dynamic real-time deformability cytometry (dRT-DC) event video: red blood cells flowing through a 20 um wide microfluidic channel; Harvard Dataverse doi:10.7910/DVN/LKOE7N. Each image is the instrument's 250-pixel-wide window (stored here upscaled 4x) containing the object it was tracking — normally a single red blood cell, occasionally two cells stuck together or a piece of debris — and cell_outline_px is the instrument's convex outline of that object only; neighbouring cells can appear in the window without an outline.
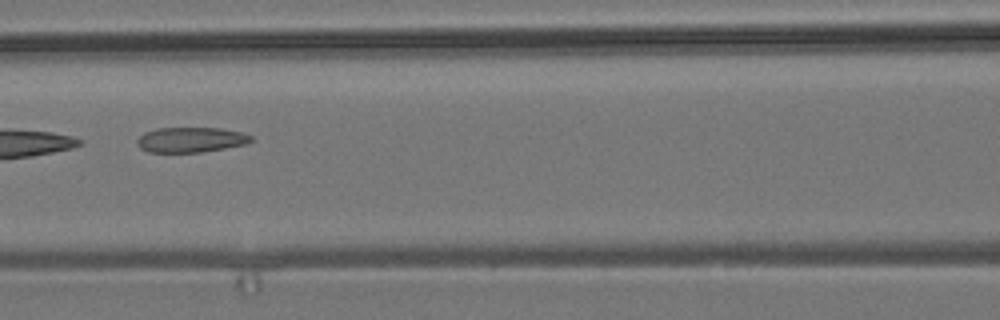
{"species": "common noctule bat (a hibernating species)", "species_latin": "Nyctalus noctula", "temperature_condition": "room temperature", "stored_images_in_passage": 9, "camera_frame_rate_fps": 3000, "um_per_image_px": 0.085, "animal": {"sex": "male", "body_mass_g": 19.2, "forearm_length_mm": 51.8}, "frame": {"image": 1, "passage_image": 7, "time_ms": 7.0, "image_size_px": [1000, 320], "cell_outline_px": [[256, 140], [244, 144], [224, 148], [200, 152], [148, 152], [140, 148], [136, 144], [136, 140], [144, 132], [156, 128], [220, 128], [240, 132], [252, 136]], "centroid_in_image_um": [16.2, 11.87], "position_along_channel_um": 150.4, "area_um2": 16.7}}
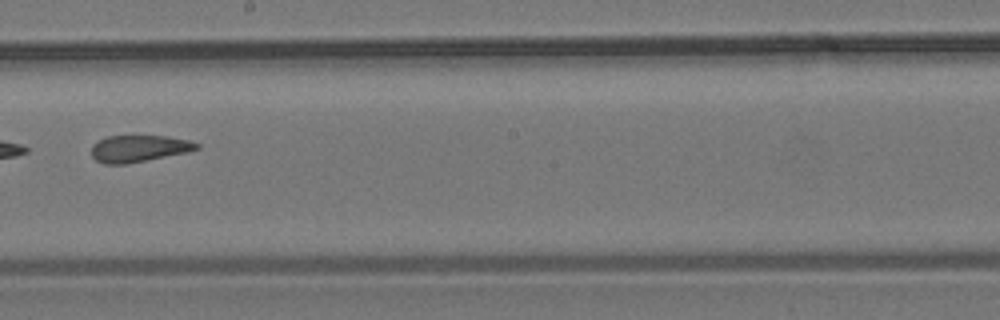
{"frame": {"image": 2, "passage_image": 9, "time_ms": 9.333, "image_size_px": [1000, 320], "cell_outline_px": [[200, 148], [188, 152], [124, 164], [104, 164], [96, 160], [92, 156], [92, 144], [108, 136], [164, 136], [192, 140], [200, 144]], "centroid_in_image_um": [11.83, 12.62], "position_along_channel_um": 236.4, "area_um2": 16.36}}